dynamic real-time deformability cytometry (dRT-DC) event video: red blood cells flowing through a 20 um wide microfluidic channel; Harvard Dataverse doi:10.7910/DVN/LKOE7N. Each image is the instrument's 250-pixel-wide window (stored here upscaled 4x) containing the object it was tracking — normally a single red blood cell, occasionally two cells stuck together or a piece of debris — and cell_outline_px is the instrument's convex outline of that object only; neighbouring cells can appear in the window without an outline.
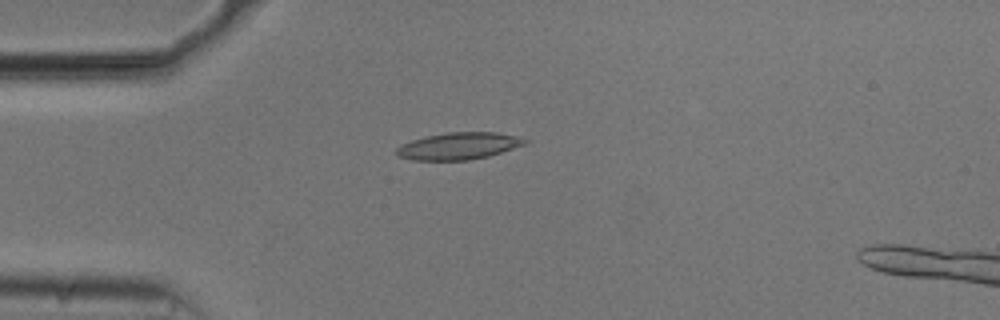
{"species": "common noctule bat (a hibernating species)", "species_latin": "Nyctalus noctula", "temperature_condition": "cold", "stored_images_in_passage": 44, "camera_frame_rate_fps": 3000, "um_per_image_px": 0.085, "animal": {"sex": "male", "body_mass_g": 20.5, "forearm_length_mm": 52.5}, "frame": {"image": 1, "passage_image": 4, "time_ms": 1.0, "image_size_px": [1000, 320], "cell_outline_px": [[528, 140], [524, 144], [488, 156], [468, 160], [412, 160], [400, 156], [396, 152], [396, 148], [400, 144], [424, 136], [444, 132], [496, 132], [516, 136]], "centroid_in_image_um": [38.93, 12.4], "position_along_channel_um": 46.1, "area_um2": 20.06}}
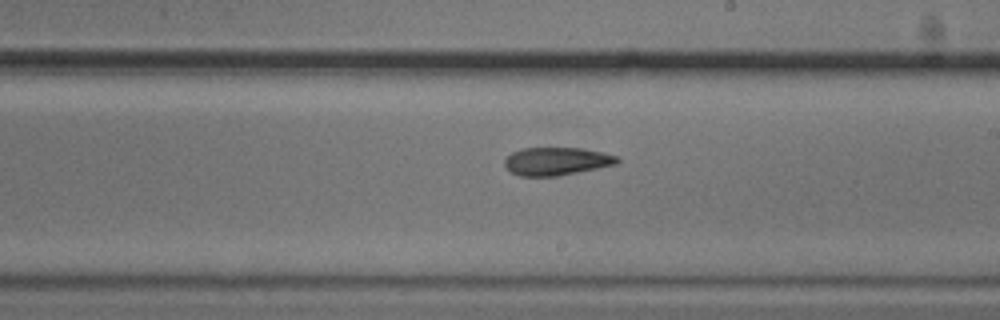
{"frame": {"image": 2, "passage_image": 21, "time_ms": 6.667, "image_size_px": [1000, 320], "cell_outline_px": [[620, 160], [616, 164], [556, 176], [520, 176], [512, 172], [504, 164], [504, 160], [512, 152], [520, 148], [580, 148], [604, 152], [616, 156]], "centroid_in_image_um": [47.29, 13.69], "position_along_channel_um": 241.7, "area_um2": 18.15}}
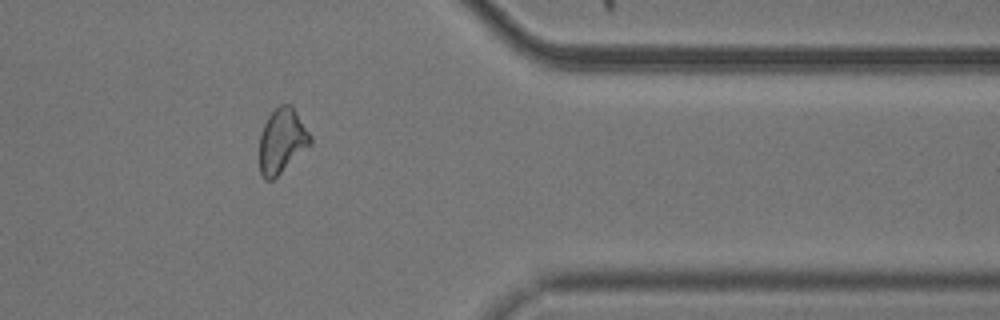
{"frame": {"image": 3, "passage_image": 34, "time_ms": 11.0, "image_size_px": [1000, 320], "cell_outline_px": [[312, 144], [272, 180], [264, 180], [260, 172], [260, 136], [264, 124], [268, 116], [280, 104], [292, 104], [312, 136]], "centroid_in_image_um": [23.99, 11.95], "position_along_channel_um": 387.4, "area_um2": 19.19}}